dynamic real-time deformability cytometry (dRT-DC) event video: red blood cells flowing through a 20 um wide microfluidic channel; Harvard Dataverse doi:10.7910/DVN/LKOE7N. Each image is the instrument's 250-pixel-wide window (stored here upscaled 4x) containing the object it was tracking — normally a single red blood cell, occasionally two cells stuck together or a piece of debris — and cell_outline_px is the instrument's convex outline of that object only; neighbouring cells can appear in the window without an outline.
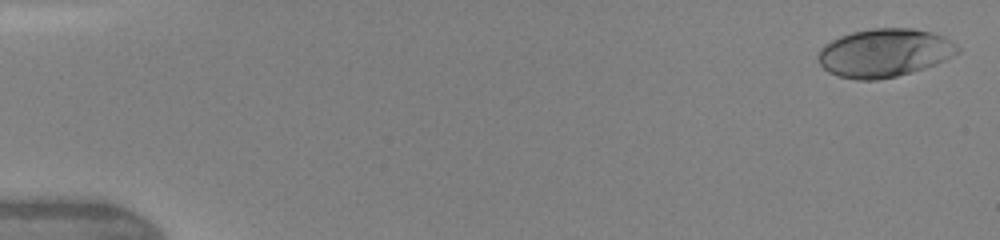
{"species": "human", "species_latin": "Homo sapiens", "temperature_condition": "warm", "stored_images_in_passage": 9, "camera_frame_rate_fps": 3000, "um_per_image_px": 0.085, "donor": {"sex": "female"}, "frame": {"image": 1, "passage_image": 1, "time_ms": 0.0, "image_size_px": [1000, 240], "cell_outline_px": [[960, 52], [936, 64], [912, 72], [896, 76], [876, 80], [856, 80], [840, 76], [828, 72], [820, 64], [816, 56], [820, 48], [824, 44], [840, 36], [852, 32], [872, 28], [912, 28], [932, 32], [944, 36], [956, 44], [960, 48]], "centroid_in_image_um": [75.17, 4.49], "position_along_channel_um": 9.8, "area_um2": 39.42}}
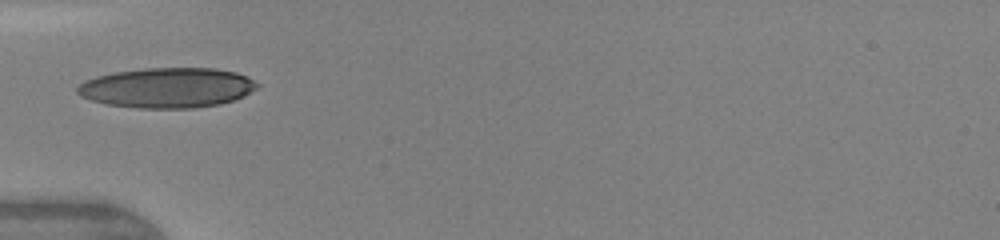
{"frame": {"image": 2, "passage_image": 6, "time_ms": 5.0, "image_size_px": [1000, 240], "cell_outline_px": [[260, 84], [256, 88], [244, 96], [220, 104], [192, 108], [136, 108], [104, 104], [80, 96], [76, 92], [76, 88], [84, 80], [96, 76], [116, 72], [144, 68], [216, 68], [236, 72], [248, 76]], "centroid_in_image_um": [14.21, 7.46], "position_along_channel_um": 70.8, "area_um2": 42.19}}